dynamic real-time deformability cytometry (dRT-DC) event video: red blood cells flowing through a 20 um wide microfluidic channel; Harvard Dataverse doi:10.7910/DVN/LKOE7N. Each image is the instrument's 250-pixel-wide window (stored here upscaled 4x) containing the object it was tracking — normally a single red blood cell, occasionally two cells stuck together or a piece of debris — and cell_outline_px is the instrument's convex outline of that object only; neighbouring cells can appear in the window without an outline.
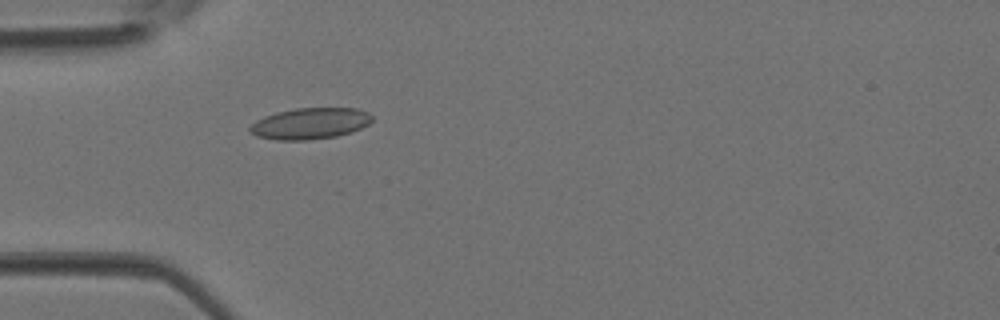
{"species": "Egyptian fruit bat (a non-hibernating species)", "species_latin": "Rousettus aegyptiacus", "temperature_condition": "room temperature", "stored_images_in_passage": 3, "camera_frame_rate_fps": 3000, "um_per_image_px": 0.085, "animal": {"sex": "female"}, "frame": {"image": 1, "passage_image": 3, "time_ms": 0.667, "image_size_px": [1000, 320], "cell_outline_px": [[372, 120], [368, 124], [352, 132], [336, 136], [308, 140], [276, 140], [256, 136], [248, 128], [256, 120], [264, 116], [276, 112], [296, 108], [356, 108], [368, 112], [372, 116]], "centroid_in_image_um": [26.35, 10.49], "position_along_channel_um": 58.6, "area_um2": 22.25}}